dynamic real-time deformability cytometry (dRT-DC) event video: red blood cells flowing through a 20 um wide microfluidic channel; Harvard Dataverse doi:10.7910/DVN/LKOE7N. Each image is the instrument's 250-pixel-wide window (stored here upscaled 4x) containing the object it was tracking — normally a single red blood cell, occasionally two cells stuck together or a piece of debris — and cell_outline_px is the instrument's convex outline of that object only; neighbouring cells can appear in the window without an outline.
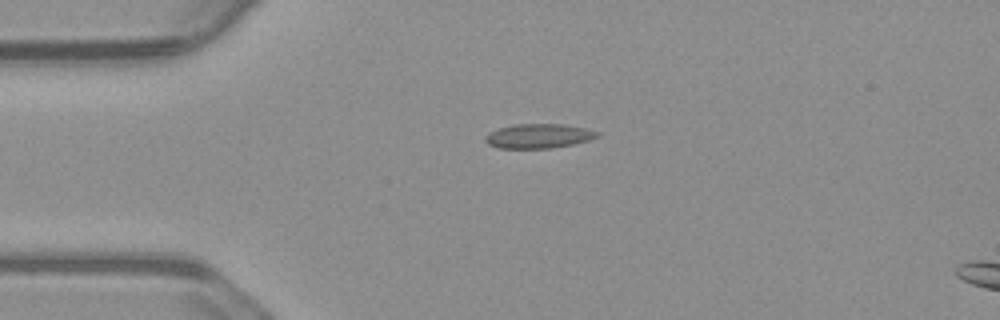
{"species": "common noctule bat (a hibernating species)", "species_latin": "Nyctalus noctula", "temperature_condition": "warm", "stored_images_in_passage": 4, "camera_frame_rate_fps": 3000, "um_per_image_px": 0.085, "animal": {"sex": "male", "body_mass_g": 23.1, "forearm_length_mm": 52.7}, "frame": {"image": 1, "passage_image": 1, "time_ms": 0.0, "image_size_px": [1000, 320], "cell_outline_px": [[600, 136], [588, 140], [572, 144], [552, 148], [496, 148], [488, 144], [484, 140], [484, 136], [488, 132], [500, 128], [516, 124], [564, 124], [584, 128], [600, 132]], "centroid_in_image_um": [45.76, 11.56], "position_along_channel_um": 39.2, "area_um2": 15.95}}